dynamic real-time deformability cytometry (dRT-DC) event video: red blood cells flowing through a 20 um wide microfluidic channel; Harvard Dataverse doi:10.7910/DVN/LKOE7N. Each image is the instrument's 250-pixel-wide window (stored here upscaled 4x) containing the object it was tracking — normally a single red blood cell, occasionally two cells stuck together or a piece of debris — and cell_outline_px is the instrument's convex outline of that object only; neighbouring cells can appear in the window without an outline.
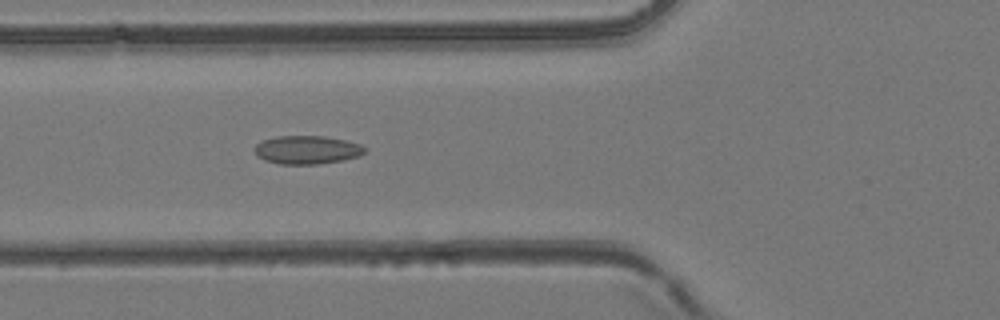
{"species": "common noctule bat (a hibernating species)", "species_latin": "Nyctalus noctula", "temperature_condition": "room temperature", "stored_images_in_passage": 33, "camera_frame_rate_fps": 3000, "um_per_image_px": 0.085, "animal": {"sex": "female", "body_mass_g": 24.6, "forearm_length_mm": 56.2}, "frame": {"image": 1, "passage_image": 3, "time_ms": 0.667, "image_size_px": [1000, 320], "cell_outline_px": [[364, 152], [360, 156], [340, 160], [316, 164], [280, 164], [264, 160], [256, 156], [256, 144], [264, 140], [276, 136], [324, 136], [344, 140], [360, 144], [364, 148]], "centroid_in_image_um": [26.07, 12.73], "position_along_channel_um": 99.7, "area_um2": 17.98}}
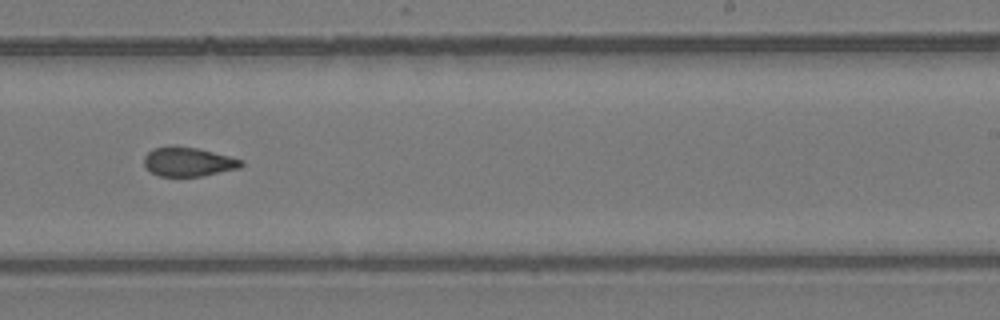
{"frame": {"image": 2, "passage_image": 15, "time_ms": 4.667, "image_size_px": [1000, 320], "cell_outline_px": [[244, 164], [240, 168], [200, 176], [160, 176], [152, 172], [144, 164], [144, 156], [152, 148], [176, 144], [196, 148], [244, 160]], "centroid_in_image_um": [15.99, 13.73], "position_along_channel_um": 273.0, "area_um2": 16.53}}
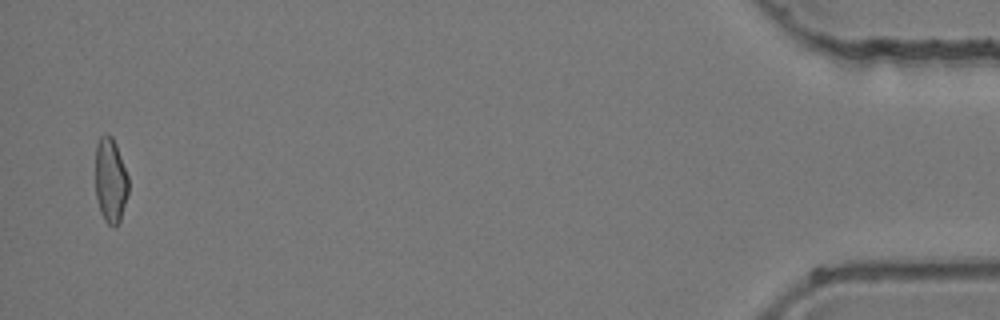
{"frame": {"image": 3, "passage_image": 32, "time_ms": 10.333, "image_size_px": [1000, 320], "cell_outline_px": [[128, 192], [120, 220], [116, 228], [112, 228], [104, 220], [100, 212], [96, 196], [96, 144], [100, 136], [112, 136], [116, 144], [128, 176]], "centroid_in_image_um": [9.39, 15.38], "position_along_channel_um": 425.8, "area_um2": 16.3}}